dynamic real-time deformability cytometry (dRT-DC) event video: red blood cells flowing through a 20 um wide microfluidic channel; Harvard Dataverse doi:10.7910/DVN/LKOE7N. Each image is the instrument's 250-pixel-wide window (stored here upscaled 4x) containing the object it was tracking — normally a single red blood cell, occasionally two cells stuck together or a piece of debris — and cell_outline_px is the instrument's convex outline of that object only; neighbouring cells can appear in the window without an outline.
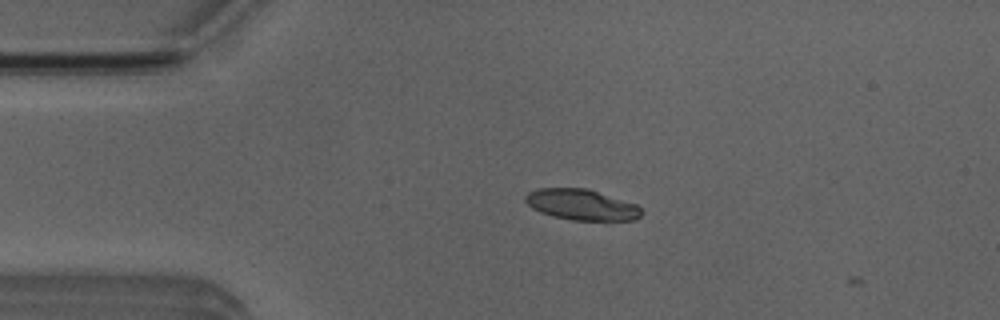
{"species": "Egyptian fruit bat (a non-hibernating species)", "species_latin": "Rousettus aegyptiacus", "temperature_condition": "room temperature", "stored_images_in_passage": 7, "camera_frame_rate_fps": 3000, "um_per_image_px": 0.085, "animal": {"sex": "male"}, "frame": {"image": 1, "passage_image": 5, "time_ms": 1.333, "image_size_px": [1000, 320], "cell_outline_px": [[644, 212], [636, 220], [572, 220], [552, 216], [540, 212], [532, 208], [524, 200], [524, 196], [528, 192], [536, 188], [588, 188], [636, 204]], "centroid_in_image_um": [49.42, 17.39], "position_along_channel_um": 35.6, "area_um2": 20.98}}